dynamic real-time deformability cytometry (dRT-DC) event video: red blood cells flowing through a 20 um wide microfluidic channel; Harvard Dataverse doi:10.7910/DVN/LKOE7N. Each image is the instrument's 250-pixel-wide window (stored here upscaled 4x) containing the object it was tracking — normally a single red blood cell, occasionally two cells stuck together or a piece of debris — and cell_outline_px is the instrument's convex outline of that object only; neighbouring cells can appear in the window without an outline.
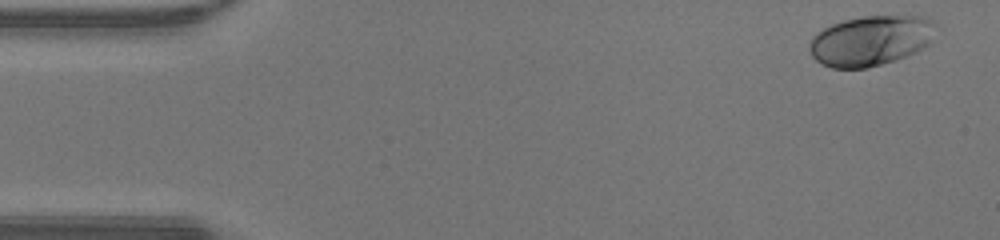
{"species": "human", "species_latin": "Homo sapiens", "temperature_condition": "warm", "stored_images_in_passage": 11, "camera_frame_rate_fps": 3000, "um_per_image_px": 0.085, "donor": {"sex": "male"}, "frame": {"image": 1, "passage_image": 2, "time_ms": 0.333, "image_size_px": [1000, 240], "cell_outline_px": [[940, 28], [928, 44], [924, 48], [916, 52], [896, 60], [868, 68], [832, 68], [820, 64], [812, 56], [808, 48], [808, 44], [812, 36], [816, 32], [832, 24], [844, 20], [864, 16], [924, 16], [932, 20]], "centroid_in_image_um": [74.03, 3.45], "position_along_channel_um": 11.0, "area_um2": 37.51}}